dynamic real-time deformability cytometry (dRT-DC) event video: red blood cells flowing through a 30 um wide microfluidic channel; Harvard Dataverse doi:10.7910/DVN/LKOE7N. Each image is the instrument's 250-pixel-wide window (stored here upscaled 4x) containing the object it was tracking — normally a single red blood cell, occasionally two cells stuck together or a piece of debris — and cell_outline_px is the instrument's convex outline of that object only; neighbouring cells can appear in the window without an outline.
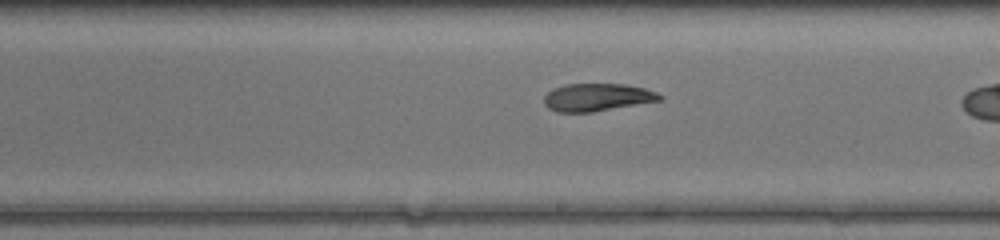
{"species": "common noctule bat (a hibernating species)", "species_latin": "Nyctalus noctula", "temperature_condition": "warm", "stored_images_in_passage": 24, "camera_frame_rate_fps": 3000, "um_per_image_px": 0.085, "animal": {"sex": "female", "body_mass_g": 17.0, "forearm_length_mm": 48.0}, "frame": {"image": 1, "passage_image": 14, "time_ms": 4.333, "image_size_px": [1000, 240], "cell_outline_px": [[664, 96], [660, 100], [592, 112], [556, 112], [548, 108], [544, 104], [544, 96], [552, 88], [564, 84], [624, 84], [644, 88], [656, 92]], "centroid_in_image_um": [50.71, 8.26], "position_along_channel_um": 238.3, "area_um2": 18.61}}
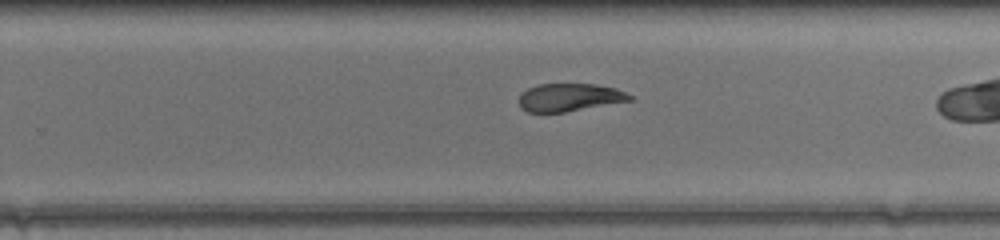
{"frame": {"image": 2, "passage_image": 17, "time_ms": 5.333, "image_size_px": [1000, 240], "cell_outline_px": [[632, 100], [564, 112], [528, 112], [520, 108], [520, 96], [528, 88], [536, 84], [596, 84], [616, 88], [632, 96]], "centroid_in_image_um": [48.4, 8.27], "position_along_channel_um": 281.4, "area_um2": 17.8}}